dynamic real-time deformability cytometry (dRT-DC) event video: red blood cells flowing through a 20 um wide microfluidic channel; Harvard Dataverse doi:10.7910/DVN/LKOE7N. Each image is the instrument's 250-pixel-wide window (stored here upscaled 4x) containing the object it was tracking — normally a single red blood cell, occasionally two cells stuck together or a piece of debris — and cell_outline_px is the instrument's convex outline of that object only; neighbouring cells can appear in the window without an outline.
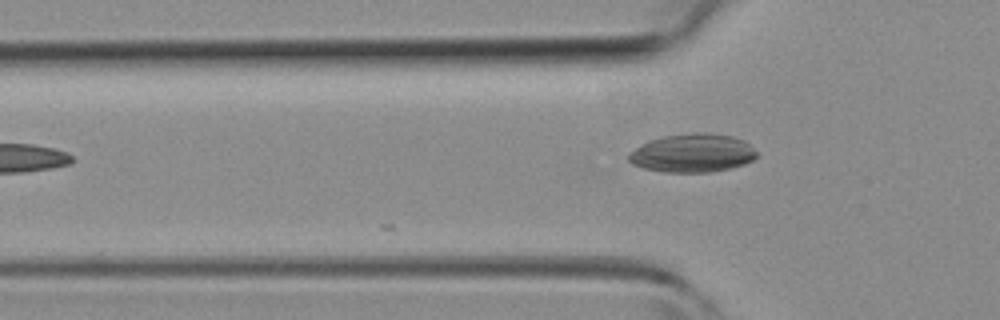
{"species": "common noctule bat (a hibernating species)", "species_latin": "Nyctalus noctula", "temperature_condition": "room temperature", "stored_images_in_passage": 4, "camera_frame_rate_fps": 3000, "um_per_image_px": 0.085, "animal": {"sex": "female", "body_mass_g": 19.3, "forearm_length_mm": 54.1}, "frame": {"image": 1, "passage_image": 4, "time_ms": 4.333, "image_size_px": [1000, 320], "cell_outline_px": [[760, 156], [744, 164], [732, 168], [712, 172], [664, 172], [644, 168], [632, 164], [628, 160], [628, 152], [648, 140], [664, 136], [700, 132], [732, 136], [744, 140]], "centroid_in_image_um": [58.85, 13.02], "position_along_channel_um": 66.9, "area_um2": 28.78}}